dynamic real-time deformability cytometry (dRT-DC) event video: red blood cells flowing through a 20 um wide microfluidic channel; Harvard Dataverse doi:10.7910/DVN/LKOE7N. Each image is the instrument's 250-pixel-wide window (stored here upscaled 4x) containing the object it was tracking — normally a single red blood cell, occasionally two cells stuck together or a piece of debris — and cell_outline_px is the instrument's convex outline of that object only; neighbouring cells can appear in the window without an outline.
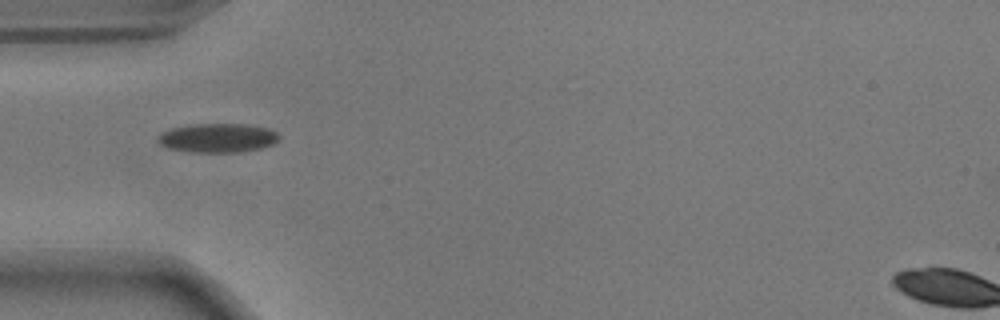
{"species": "common noctule bat (a hibernating species)", "species_latin": "Nyctalus noctula", "temperature_condition": "warm", "stored_images_in_passage": 34, "camera_frame_rate_fps": 3000, "um_per_image_px": 0.085, "animal": {"sex": "male", "body_mass_g": 17.9}, "frame": {"image": 1, "passage_image": 1, "time_ms": 0.0, "image_size_px": [1000, 320], "cell_outline_px": [[280, 140], [276, 144], [260, 148], [240, 152], [192, 152], [168, 148], [160, 144], [156, 140], [156, 136], [172, 128], [196, 124], [244, 124], [268, 128], [276, 132], [280, 136]], "centroid_in_image_um": [18.54, 11.73], "position_along_channel_um": 66.5, "area_um2": 20.58}}
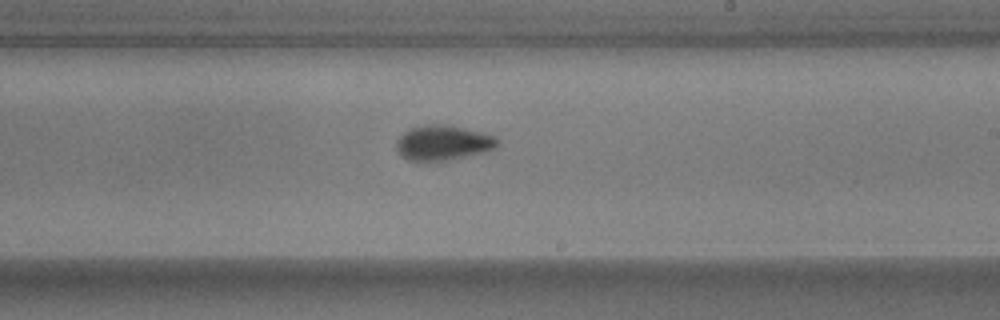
{"frame": {"image": 2, "passage_image": 16, "time_ms": 5.0, "image_size_px": [1000, 320], "cell_outline_px": [[500, 144], [496, 148], [484, 152], [444, 160], [408, 160], [396, 148], [396, 140], [404, 132], [412, 128], [432, 124], [448, 124], [496, 136], [500, 140]], "centroid_in_image_um": [37.71, 12.12], "position_along_channel_um": 251.3, "area_um2": 20.29}}
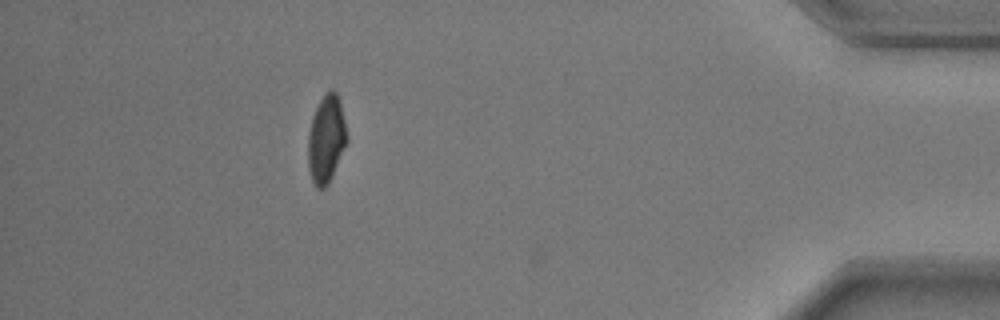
{"frame": {"image": 3, "passage_image": 33, "time_ms": 10.667, "image_size_px": [1000, 320], "cell_outline_px": [[348, 140], [332, 176], [328, 184], [324, 188], [316, 188], [312, 180], [308, 168], [308, 136], [312, 116], [324, 92], [332, 88], [336, 92], [340, 104], [348, 136]], "centroid_in_image_um": [27.72, 11.82], "position_along_channel_um": 407.5, "area_um2": 19.83}}